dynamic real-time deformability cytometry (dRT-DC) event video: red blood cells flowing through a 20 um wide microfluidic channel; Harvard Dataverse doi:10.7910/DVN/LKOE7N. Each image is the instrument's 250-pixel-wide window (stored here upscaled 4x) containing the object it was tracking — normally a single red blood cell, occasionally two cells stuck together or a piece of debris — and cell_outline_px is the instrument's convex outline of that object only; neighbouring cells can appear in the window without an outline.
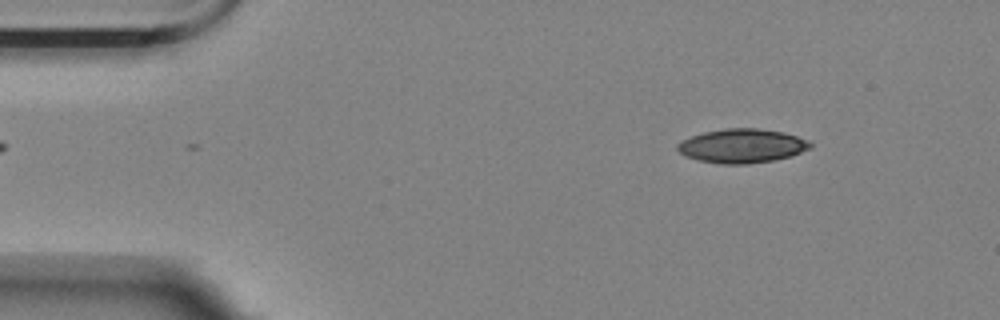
{"species": "Egyptian fruit bat (a non-hibernating species)", "species_latin": "Rousettus aegyptiacus", "temperature_condition": "room temperature", "stored_images_in_passage": 10, "camera_frame_rate_fps": 3000, "um_per_image_px": 0.085, "animal": {"sex": "female"}, "frame": {"image": 1, "passage_image": 1, "time_ms": 0.0, "image_size_px": [1000, 320], "cell_outline_px": [[812, 148], [792, 156], [772, 160], [748, 164], [720, 164], [700, 160], [684, 156], [676, 148], [676, 144], [692, 136], [704, 132], [728, 128], [756, 128], [784, 132], [808, 140], [812, 144]], "centroid_in_image_um": [63.09, 12.4], "position_along_channel_um": 21.9, "area_um2": 26.3}}